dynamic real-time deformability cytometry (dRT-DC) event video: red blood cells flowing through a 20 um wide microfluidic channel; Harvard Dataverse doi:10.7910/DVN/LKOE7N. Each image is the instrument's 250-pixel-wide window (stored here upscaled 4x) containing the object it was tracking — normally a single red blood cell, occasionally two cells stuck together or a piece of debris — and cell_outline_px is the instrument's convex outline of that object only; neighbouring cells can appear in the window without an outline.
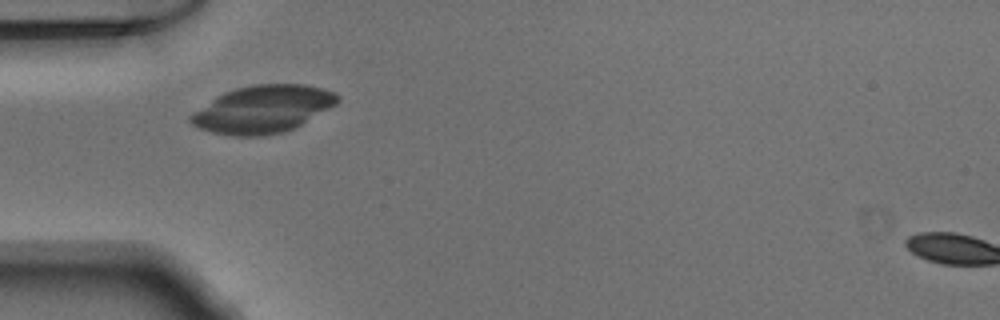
{"species": "Egyptian fruit bat (a non-hibernating species)", "species_latin": "Rousettus aegyptiacus", "temperature_condition": "warm", "stored_images_in_passage": 36, "camera_frame_rate_fps": 3000, "um_per_image_px": 0.085, "animal": {"sex": "male"}, "frame": {"image": 1, "passage_image": 1, "time_ms": 0.0, "image_size_px": [1000, 320], "cell_outline_px": [[340, 100], [336, 104], [300, 124], [284, 132], [264, 136], [232, 136], [212, 132], [200, 128], [192, 124], [188, 120], [188, 116], [192, 112], [224, 92], [236, 88], [252, 84], [304, 84], [324, 88], [340, 96]], "centroid_in_image_um": [22.31, 9.28], "position_along_channel_um": 62.7, "area_um2": 40.4}}
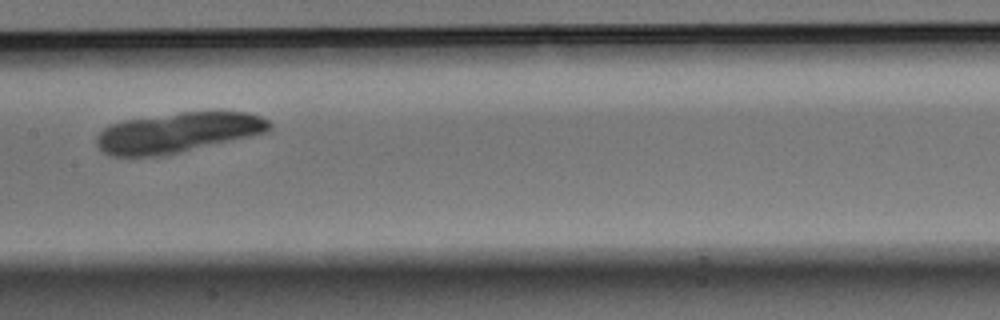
{"frame": {"image": 2, "passage_image": 11, "time_ms": 3.333, "image_size_px": [1000, 320], "cell_outline_px": [[272, 128], [268, 132], [180, 152], [156, 156], [112, 156], [104, 152], [96, 144], [96, 136], [108, 124], [124, 120], [180, 112], [216, 108], [248, 112], [260, 116], [268, 120], [272, 124]], "centroid_in_image_um": [15.18, 11.22], "position_along_channel_um": 192.2, "area_um2": 41.21}}
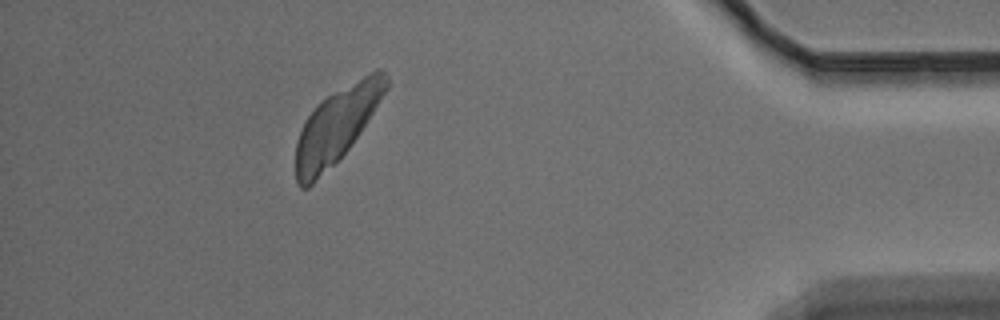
{"frame": {"image": 3, "passage_image": 31, "time_ms": 10.0, "image_size_px": [1000, 320], "cell_outline_px": [[388, 88], [360, 132], [348, 148], [308, 188], [300, 188], [296, 184], [296, 140], [308, 116], [320, 100], [376, 68], [380, 68], [388, 76]], "centroid_in_image_um": [28.6, 10.63], "position_along_channel_um": 406.6, "area_um2": 38.61}}